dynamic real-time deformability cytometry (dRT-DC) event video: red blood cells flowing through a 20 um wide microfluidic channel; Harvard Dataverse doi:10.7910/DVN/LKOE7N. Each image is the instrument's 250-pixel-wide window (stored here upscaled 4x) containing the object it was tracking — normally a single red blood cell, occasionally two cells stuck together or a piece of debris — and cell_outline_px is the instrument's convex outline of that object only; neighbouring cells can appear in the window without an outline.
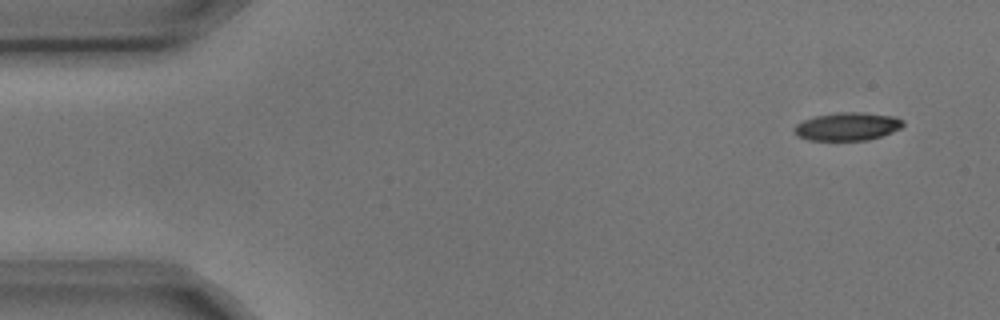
{"species": "common noctule bat (a hibernating species)", "species_latin": "Nyctalus noctula", "temperature_condition": "cold", "stored_images_in_passage": 4, "camera_frame_rate_fps": 3000, "um_per_image_px": 0.085, "animal": {"sex": "male", "body_mass_g": 17.9, "forearm_length_mm": 54.2}, "frame": {"image": 1, "passage_image": 1, "time_ms": 0.0, "image_size_px": [1000, 320], "cell_outline_px": [[904, 124], [900, 128], [892, 132], [868, 140], [808, 140], [796, 136], [792, 128], [796, 124], [804, 120], [816, 116], [836, 112], [860, 112], [896, 116], [904, 120]], "centroid_in_image_um": [72.02, 10.75], "position_along_channel_um": 13.0, "area_um2": 17.92}}
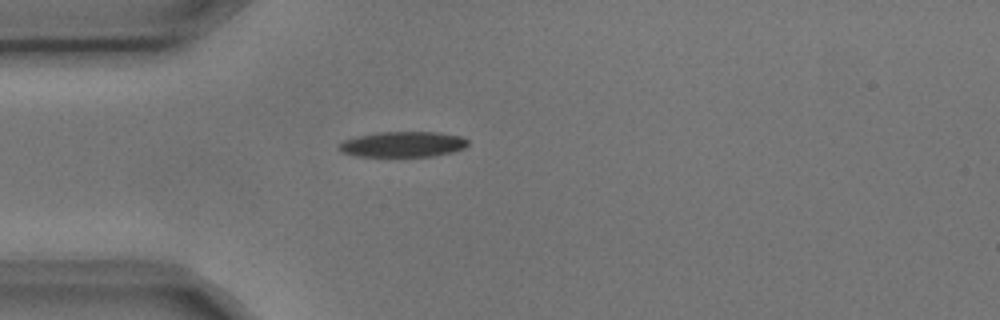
{"frame": {"image": 2, "passage_image": 4, "time_ms": 1.0, "image_size_px": [1000, 320], "cell_outline_px": [[468, 144], [464, 148], [452, 152], [432, 156], [356, 156], [340, 152], [336, 148], [336, 144], [344, 140], [376, 132], [440, 132], [460, 136], [468, 140]], "centroid_in_image_um": [34.2, 12.26], "position_along_channel_um": 50.8, "area_um2": 19.25}}